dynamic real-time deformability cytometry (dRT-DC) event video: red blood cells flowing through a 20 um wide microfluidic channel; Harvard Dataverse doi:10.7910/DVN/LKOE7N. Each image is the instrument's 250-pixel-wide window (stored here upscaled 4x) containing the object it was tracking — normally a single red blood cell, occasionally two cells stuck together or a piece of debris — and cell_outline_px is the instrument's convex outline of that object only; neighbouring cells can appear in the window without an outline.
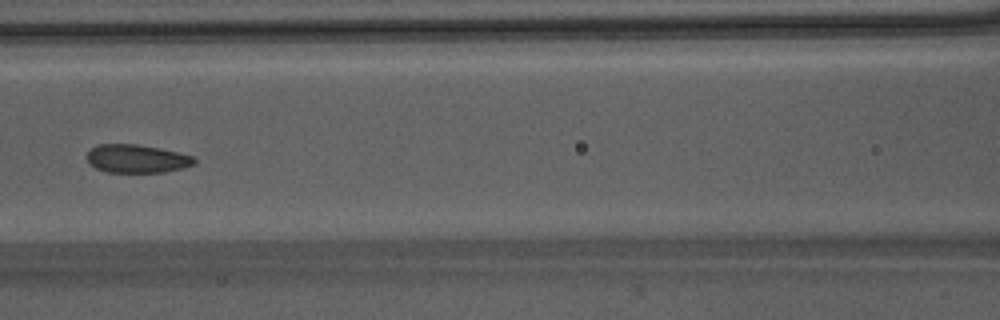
{"species": "Egyptian fruit bat (a non-hibernating species)", "species_latin": "Rousettus aegyptiacus", "temperature_condition": "warm", "stored_images_in_passage": 37, "camera_frame_rate_fps": 3000, "um_per_image_px": 0.085, "animal": {"sex": "male"}, "frame": {"image": 1, "passage_image": 11, "time_ms": 3.333, "image_size_px": [1000, 320], "cell_outline_px": [[196, 164], [184, 168], [164, 172], [104, 172], [88, 164], [84, 156], [92, 148], [100, 144], [136, 144], [196, 156]], "centroid_in_image_um": [11.61, 13.5], "position_along_channel_um": 155.0, "area_um2": 17.86}, "authors_computed_cell_mechanics": {"area_um2": 18.4382, "velocity_mm_per_s": 4.1888, "shape_relaxation_time_tau1_ms": 2.844, "shape_relaxation_time_tau2_ms": 1.5748, "deformation_change_tau1": 0.0709, "deformation_change_tau2": 0.0601}}